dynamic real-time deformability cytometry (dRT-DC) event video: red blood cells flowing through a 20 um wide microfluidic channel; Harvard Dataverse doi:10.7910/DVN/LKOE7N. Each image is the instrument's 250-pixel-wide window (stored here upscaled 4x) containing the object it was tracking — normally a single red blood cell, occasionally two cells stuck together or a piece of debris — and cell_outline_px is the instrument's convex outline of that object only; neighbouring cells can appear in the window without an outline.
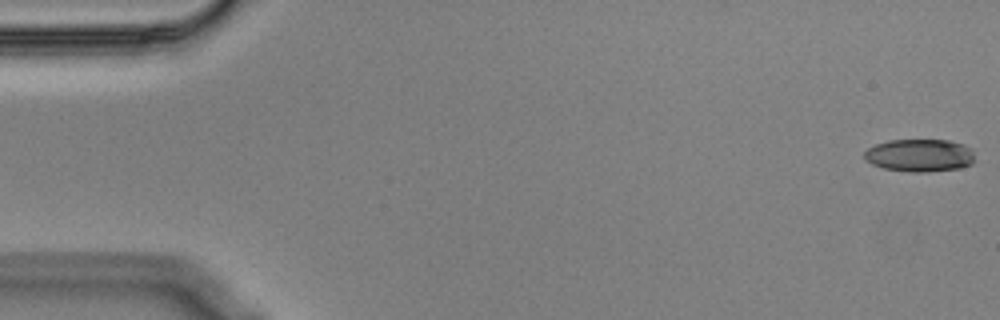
{"species": "Egyptian fruit bat (a non-hibernating species)", "species_latin": "Rousettus aegyptiacus", "temperature_condition": "cold", "stored_images_in_passage": 56, "camera_frame_rate_fps": 3000, "um_per_image_px": 0.085, "animal": {"sex": "male"}, "frame": {"image": 1, "passage_image": 1, "time_ms": 0.0, "image_size_px": [1000, 320], "cell_outline_px": [[972, 164], [960, 168], [924, 172], [908, 172], [884, 168], [872, 164], [864, 160], [864, 152], [868, 148], [876, 144], [888, 140], [948, 140], [964, 144], [972, 148]], "centroid_in_image_um": [78.15, 13.2], "position_along_channel_um": 6.9, "area_um2": 21.1}}
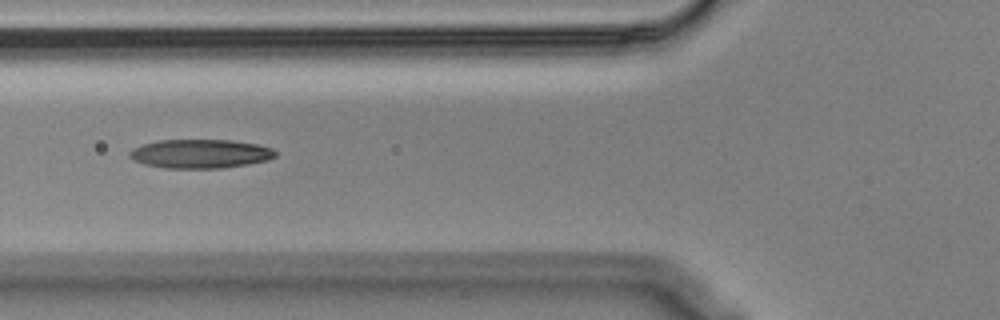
{"frame": {"image": 2, "passage_image": 21, "time_ms": 6.667, "image_size_px": [1000, 320], "cell_outline_px": [[276, 156], [268, 160], [248, 164], [224, 168], [164, 168], [144, 164], [128, 156], [128, 152], [132, 148], [144, 144], [160, 140], [232, 140], [256, 144], [272, 148], [276, 152]], "centroid_in_image_um": [17.03, 13.07], "position_along_channel_um": 108.8, "area_um2": 24.57}}
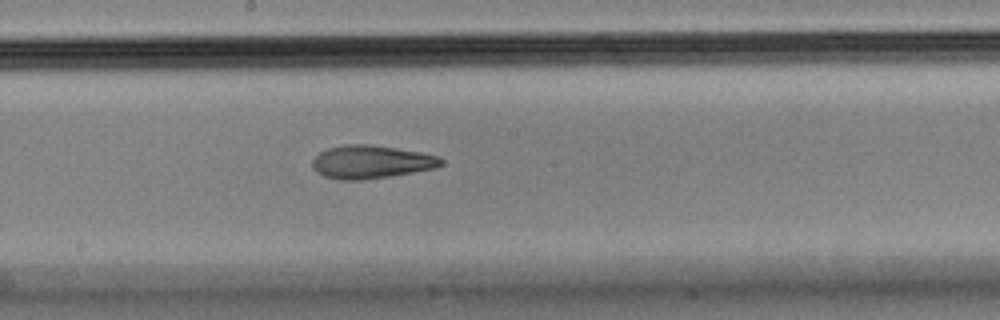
{"frame": {"image": 3, "passage_image": 30, "time_ms": 9.667, "image_size_px": [1000, 320], "cell_outline_px": [[444, 164], [436, 168], [388, 176], [360, 180], [340, 180], [324, 176], [316, 172], [312, 168], [312, 160], [320, 152], [328, 148], [348, 144], [368, 144], [396, 148], [420, 152], [436, 156], [444, 160]], "centroid_in_image_um": [31.52, 13.76], "position_along_channel_um": 216.7, "area_um2": 24.74}, "authors_computed_cell_mechanics": {"area_um2": 24.3049, "velocity_mm_per_s": 3.5779, "shape_relaxation_time_tau1_ms": 7.854, "shape_relaxation_time_tau2_ms": 4.9864, "deformation_change_tau1": 0.2588, "deformation_change_tau2": 0.1565}}